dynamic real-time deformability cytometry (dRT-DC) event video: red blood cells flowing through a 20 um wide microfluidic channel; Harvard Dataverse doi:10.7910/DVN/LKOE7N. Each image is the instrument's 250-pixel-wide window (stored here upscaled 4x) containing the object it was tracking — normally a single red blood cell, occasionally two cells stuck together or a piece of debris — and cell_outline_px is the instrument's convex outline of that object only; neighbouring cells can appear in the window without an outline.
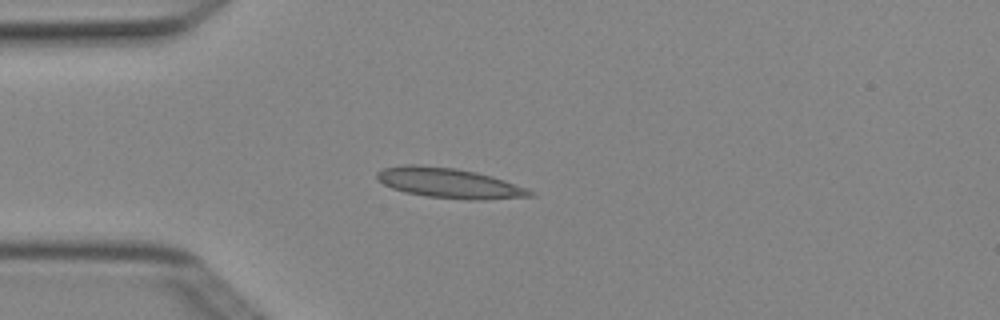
{"species": "Egyptian fruit bat (a non-hibernating species)", "species_latin": "Rousettus aegyptiacus", "temperature_condition": "cold", "stored_images_in_passage": 2, "camera_frame_rate_fps": 3000, "um_per_image_px": 0.085, "animal": {"sex": "female"}, "frame": {"image": 1, "passage_image": 2, "time_ms": 0.333, "image_size_px": [1000, 320], "cell_outline_px": [[536, 196], [484, 200], [468, 200], [428, 196], [404, 192], [392, 188], [376, 180], [376, 172], [384, 168], [404, 164], [416, 164], [456, 168], [476, 172], [492, 176], [528, 188], [536, 192]], "centroid_in_image_um": [38.21, 15.56], "position_along_channel_um": 46.8, "area_um2": 27.11}}